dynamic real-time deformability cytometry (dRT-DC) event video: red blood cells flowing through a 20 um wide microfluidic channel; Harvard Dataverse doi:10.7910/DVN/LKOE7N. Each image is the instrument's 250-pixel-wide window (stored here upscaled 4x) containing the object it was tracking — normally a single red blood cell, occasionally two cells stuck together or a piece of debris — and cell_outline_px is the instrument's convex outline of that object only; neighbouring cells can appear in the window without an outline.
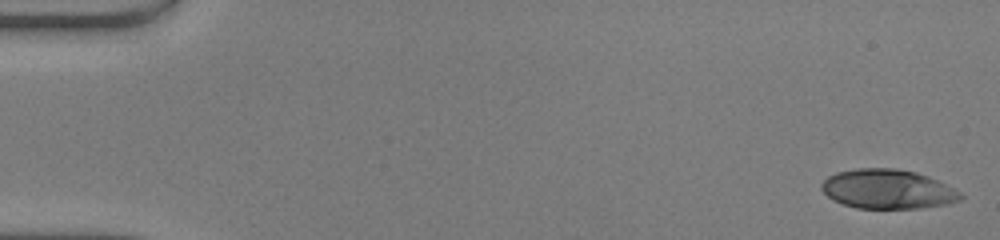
{"species": "human", "species_latin": "Homo sapiens", "temperature_condition": "warm", "stored_images_in_passage": 50, "segment_of_instrument_passage": [1, 2], "camera_frame_rate_fps": 3000, "um_per_image_px": 0.085, "donor": {"sex": "male"}, "frame": {"image": 1, "passage_image": 1, "time_ms": 0.0, "image_size_px": [1000, 240], "cell_outline_px": [[964, 196], [960, 200], [948, 204], [920, 208], [856, 208], [832, 200], [820, 188], [820, 184], [828, 176], [836, 172], [856, 168], [896, 168], [916, 172], [928, 176], [960, 192]], "centroid_in_image_um": [75.43, 16.07], "position_along_channel_um": 9.6, "area_um2": 31.91}}
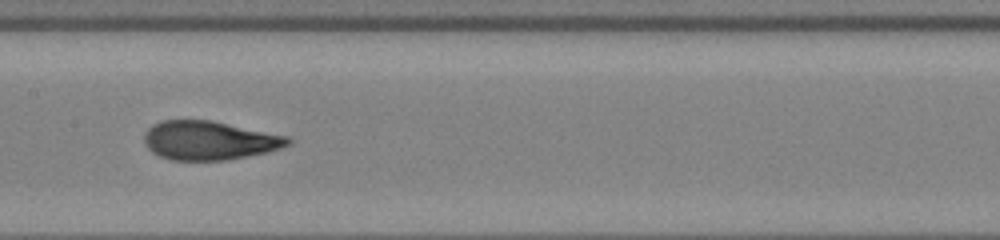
{"frame": {"image": 2, "passage_image": 25, "time_ms": 8.0, "image_size_px": [1000, 240], "cell_outline_px": [[292, 144], [268, 152], [228, 160], [172, 160], [160, 156], [152, 152], [148, 148], [144, 140], [144, 132], [152, 124], [160, 120], [212, 120], [292, 136]], "centroid_in_image_um": [17.84, 11.92], "position_along_channel_um": 189.6, "area_um2": 33.06}}
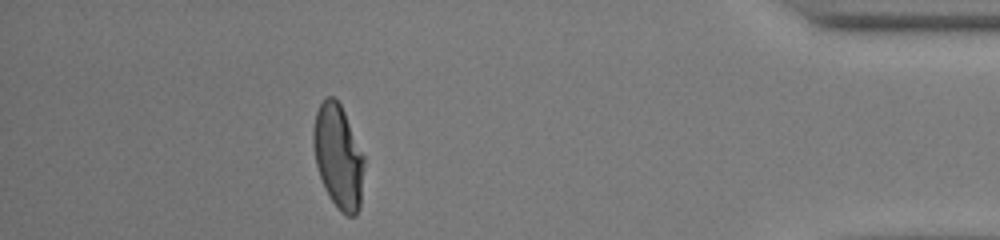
{"frame": {"image": 3, "passage_image": 44, "time_ms": 14.333, "image_size_px": [1000, 240], "cell_outline_px": [[364, 164], [360, 208], [356, 216], [348, 216], [340, 212], [324, 188], [316, 164], [312, 144], [312, 132], [316, 112], [324, 96], [332, 96], [340, 104], [344, 112], [364, 156]], "centroid_in_image_um": [28.74, 13.31], "position_along_channel_um": 406.5, "area_um2": 30.75}}